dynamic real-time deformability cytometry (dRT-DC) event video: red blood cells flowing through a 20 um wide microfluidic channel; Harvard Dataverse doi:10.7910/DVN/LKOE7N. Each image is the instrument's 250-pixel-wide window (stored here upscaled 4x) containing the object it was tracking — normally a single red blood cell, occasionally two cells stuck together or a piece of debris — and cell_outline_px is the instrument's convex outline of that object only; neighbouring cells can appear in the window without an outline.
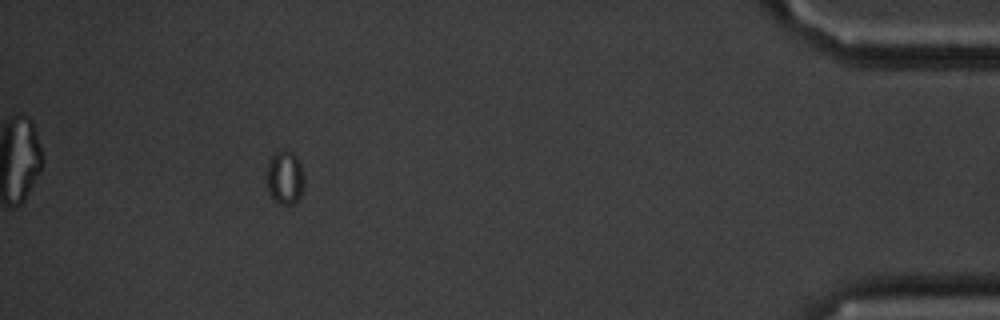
{"species": "common noctule bat (a hibernating species)", "species_latin": "Nyctalus noctula", "temperature_condition": "cold", "stored_images_in_passage": 45, "camera_frame_rate_fps": 3000, "um_per_image_px": 0.085, "animal": {"sex": "male", "body_mass_g": 20.1, "forearm_length_mm": 53.5}, "frame": {"image": 1, "passage_image": 40, "time_ms": 13.0, "image_size_px": [1000, 320], "cell_outline_px": [[304, 184], [300, 196], [292, 204], [280, 204], [272, 196], [268, 188], [268, 164], [272, 156], [280, 148], [284, 148], [292, 152], [296, 156], [300, 164], [304, 176]], "centroid_in_image_um": [24.24, 15.04], "position_along_channel_um": 411.0, "area_um2": 11.5}}